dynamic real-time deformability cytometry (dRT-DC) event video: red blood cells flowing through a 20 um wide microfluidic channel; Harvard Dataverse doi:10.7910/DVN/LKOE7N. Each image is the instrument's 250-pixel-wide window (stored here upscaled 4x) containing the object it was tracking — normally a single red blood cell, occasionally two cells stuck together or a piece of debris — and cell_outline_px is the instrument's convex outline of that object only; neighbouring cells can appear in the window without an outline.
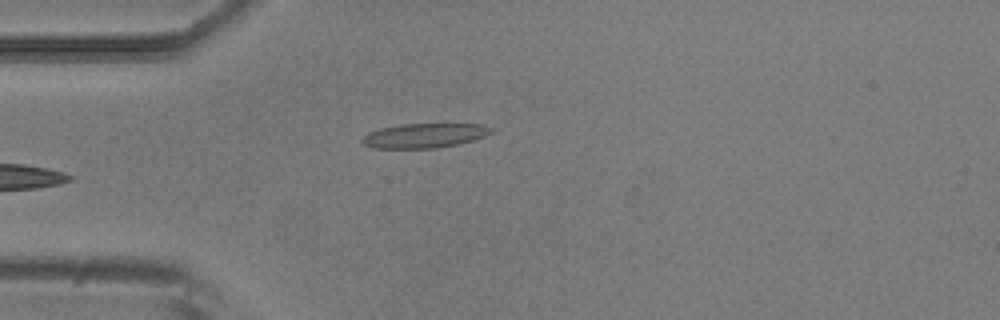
{"species": "common noctule bat (a hibernating species)", "species_latin": "Nyctalus noctula", "temperature_condition": "room temperature", "stored_images_in_passage": 5, "camera_frame_rate_fps": 3000, "um_per_image_px": 0.085, "animal": {"sex": "male", "body_mass_g": 20.5, "forearm_length_mm": 52.5}, "frame": {"image": 1, "passage_image": 5, "time_ms": 1.333, "image_size_px": [1000, 320], "cell_outline_px": [[492, 132], [484, 136], [460, 144], [436, 148], [372, 148], [364, 144], [360, 140], [368, 132], [380, 128], [400, 124], [480, 124], [492, 128]], "centroid_in_image_um": [36.04, 11.53], "position_along_channel_um": 49.0, "area_um2": 18.38}}